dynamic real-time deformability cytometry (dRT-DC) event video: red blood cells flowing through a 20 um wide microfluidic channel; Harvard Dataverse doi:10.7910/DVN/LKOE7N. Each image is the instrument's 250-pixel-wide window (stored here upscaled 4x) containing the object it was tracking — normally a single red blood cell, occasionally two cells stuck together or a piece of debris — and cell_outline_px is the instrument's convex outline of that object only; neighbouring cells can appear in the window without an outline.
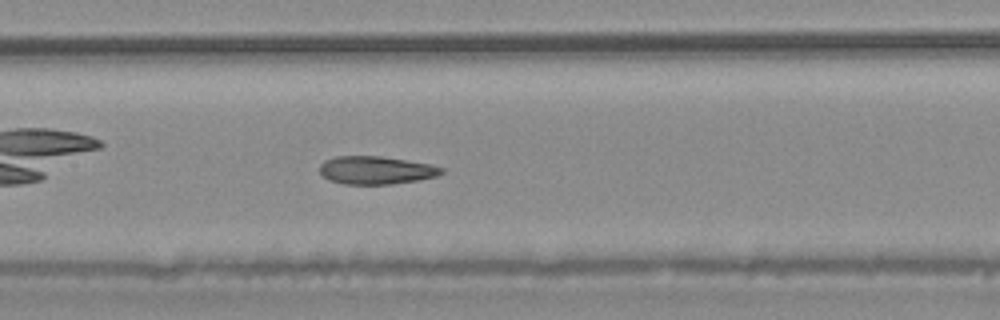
{"species": "common noctule bat (a hibernating species)", "species_latin": "Nyctalus noctula", "temperature_condition": "warm", "stored_images_in_passage": 33, "camera_frame_rate_fps": 3000, "um_per_image_px": 0.085, "animal": {"sex": "male", "body_mass_g": 20.4}, "frame": {"image": 1, "passage_image": 10, "time_ms": 3.0, "image_size_px": [1000, 320], "cell_outline_px": [[444, 172], [436, 176], [420, 180], [392, 184], [344, 184], [328, 180], [320, 172], [320, 164], [324, 160], [336, 156], [380, 156], [432, 164], [444, 168]], "centroid_in_image_um": [31.97, 14.47], "position_along_channel_um": 175.4, "area_um2": 20.0}}